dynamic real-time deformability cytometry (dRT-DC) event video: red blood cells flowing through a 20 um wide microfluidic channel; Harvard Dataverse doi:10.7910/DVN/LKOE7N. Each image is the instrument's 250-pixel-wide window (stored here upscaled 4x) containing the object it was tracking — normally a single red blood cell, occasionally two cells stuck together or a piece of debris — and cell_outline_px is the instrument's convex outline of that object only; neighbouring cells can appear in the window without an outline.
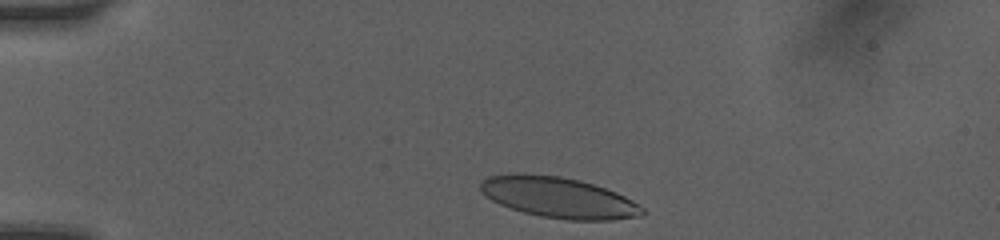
{"species": "human", "species_latin": "Homo sapiens", "temperature_condition": "room temperature", "stored_images_in_passage": 4, "camera_frame_rate_fps": 3000, "um_per_image_px": 0.085, "donor": {"sex": "female"}, "frame": {"image": 1, "passage_image": 1, "time_ms": 0.0, "image_size_px": [1000, 240], "cell_outline_px": [[644, 216], [612, 220], [568, 220], [540, 216], [524, 212], [500, 204], [492, 200], [480, 188], [480, 184], [488, 176], [516, 172], [560, 176], [580, 180], [616, 192], [632, 200], [644, 208]], "centroid_in_image_um": [47.51, 16.78], "position_along_channel_um": 37.5, "area_um2": 38.38}}
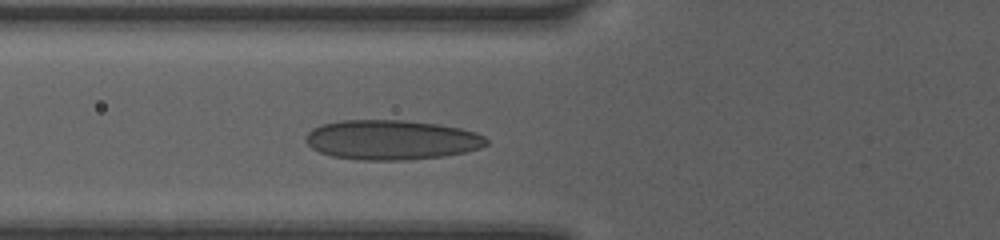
{"frame": {"image": 2, "passage_image": 4, "time_ms": 2.667, "image_size_px": [1000, 240], "cell_outline_px": [[488, 144], [480, 148], [464, 152], [440, 156], [404, 160], [360, 160], [332, 156], [320, 152], [312, 148], [304, 140], [308, 132], [312, 128], [320, 124], [340, 120], [408, 120], [440, 124], [460, 128], [476, 132], [484, 136], [488, 140]], "centroid_in_image_um": [33.26, 11.87], "position_along_channel_um": 92.5, "area_um2": 42.02}}